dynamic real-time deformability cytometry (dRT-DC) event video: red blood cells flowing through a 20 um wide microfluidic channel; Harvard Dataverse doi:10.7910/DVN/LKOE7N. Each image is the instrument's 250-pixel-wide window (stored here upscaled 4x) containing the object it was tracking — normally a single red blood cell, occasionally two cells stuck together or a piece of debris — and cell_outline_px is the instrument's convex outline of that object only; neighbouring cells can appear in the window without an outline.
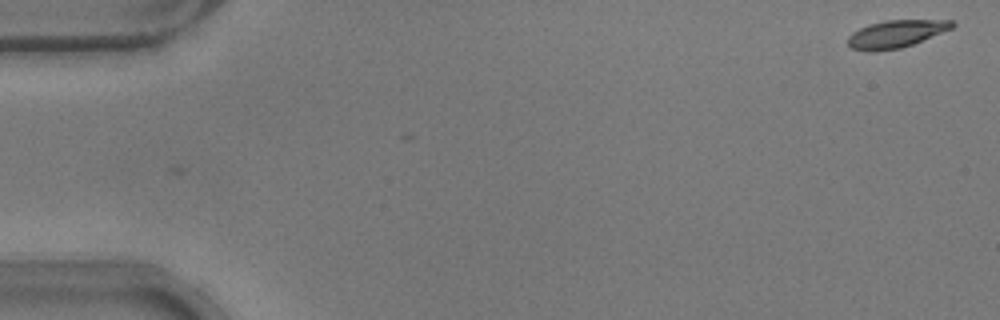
{"species": "common noctule bat (a hibernating species)", "species_latin": "Nyctalus noctula", "temperature_condition": "warm", "stored_images_in_passage": 4, "camera_frame_rate_fps": 3000, "um_per_image_px": 0.085, "animal": {"sex": "male", "body_mass_g": 17.9}, "frame": {"image": 1, "passage_image": 1, "time_ms": 0.0, "image_size_px": [1000, 320], "cell_outline_px": [[956, 24], [952, 28], [912, 44], [900, 48], [872, 52], [852, 48], [848, 44], [848, 36], [852, 32], [868, 24], [884, 20], [952, 20]], "centroid_in_image_um": [76.13, 2.87], "position_along_channel_um": 8.9, "area_um2": 16.59}}